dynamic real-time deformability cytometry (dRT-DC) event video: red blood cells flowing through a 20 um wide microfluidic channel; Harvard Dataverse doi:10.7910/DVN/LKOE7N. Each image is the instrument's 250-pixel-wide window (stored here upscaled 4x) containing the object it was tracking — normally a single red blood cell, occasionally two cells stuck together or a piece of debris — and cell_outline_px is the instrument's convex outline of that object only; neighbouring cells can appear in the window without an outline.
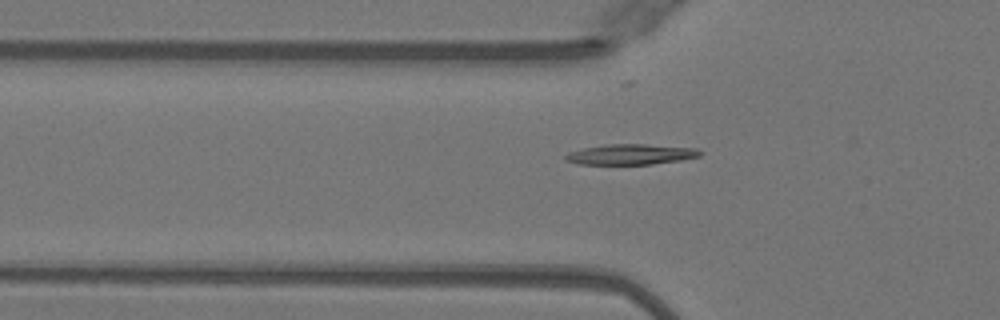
{"species": "Egyptian fruit bat (a non-hibernating species)", "species_latin": "Rousettus aegyptiacus", "temperature_condition": "warm", "stored_images_in_passage": 10, "camera_frame_rate_fps": 3000, "um_per_image_px": 0.085, "animal": {"sex": "female"}, "frame": {"image": 1, "passage_image": 8, "time_ms": 2.333, "image_size_px": [1000, 320], "cell_outline_px": [[704, 152], [700, 156], [680, 160], [652, 164], [580, 164], [564, 160], [564, 156], [568, 152], [584, 148], [604, 144], [644, 144], [696, 148]], "centroid_in_image_um": [53.61, 13.11], "position_along_channel_um": 72.2, "area_um2": 16.07}}